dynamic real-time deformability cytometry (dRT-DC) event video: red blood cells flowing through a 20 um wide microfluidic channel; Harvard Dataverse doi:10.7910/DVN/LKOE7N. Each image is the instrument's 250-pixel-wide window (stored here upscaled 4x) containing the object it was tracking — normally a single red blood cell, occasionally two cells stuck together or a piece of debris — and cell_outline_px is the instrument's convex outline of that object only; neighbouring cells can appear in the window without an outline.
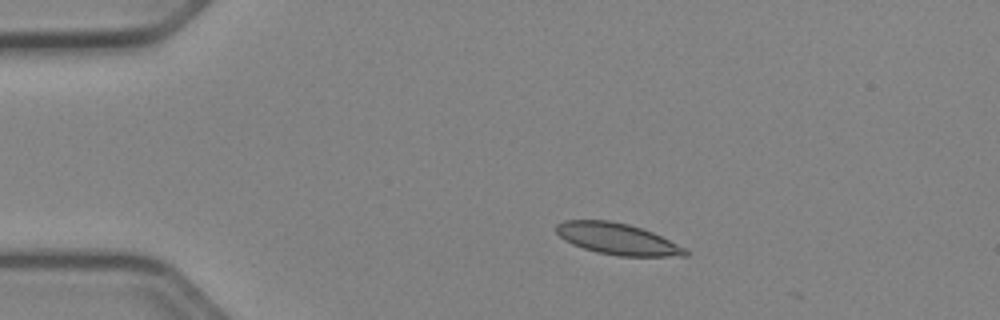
{"species": "Egyptian fruit bat (a non-hibernating species)", "species_latin": "Rousettus aegyptiacus", "temperature_condition": "cold", "stored_images_in_passage": 11, "camera_frame_rate_fps": 3000, "um_per_image_px": 0.085, "animal": {"sex": "female"}, "frame": {"image": 1, "passage_image": 1, "time_ms": 0.0, "image_size_px": [1000, 320], "cell_outline_px": [[688, 256], [616, 256], [596, 252], [572, 244], [564, 240], [556, 232], [556, 224], [564, 220], [608, 220], [628, 224], [652, 232], [684, 248], [688, 252]], "centroid_in_image_um": [52.43, 20.31], "position_along_channel_um": 32.6, "area_um2": 23.41}}
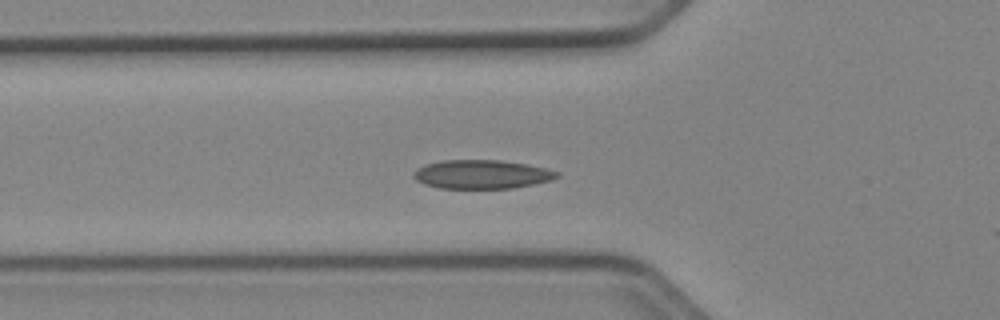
{"frame": {"image": 2, "passage_image": 9, "time_ms": 2.667, "image_size_px": [1000, 320], "cell_outline_px": [[560, 176], [552, 180], [512, 188], [440, 188], [424, 184], [416, 180], [412, 176], [412, 172], [416, 168], [424, 164], [444, 160], [500, 160], [524, 164], [544, 168], [560, 172]], "centroid_in_image_um": [40.91, 14.81], "position_along_channel_um": 84.9, "area_um2": 24.04}}